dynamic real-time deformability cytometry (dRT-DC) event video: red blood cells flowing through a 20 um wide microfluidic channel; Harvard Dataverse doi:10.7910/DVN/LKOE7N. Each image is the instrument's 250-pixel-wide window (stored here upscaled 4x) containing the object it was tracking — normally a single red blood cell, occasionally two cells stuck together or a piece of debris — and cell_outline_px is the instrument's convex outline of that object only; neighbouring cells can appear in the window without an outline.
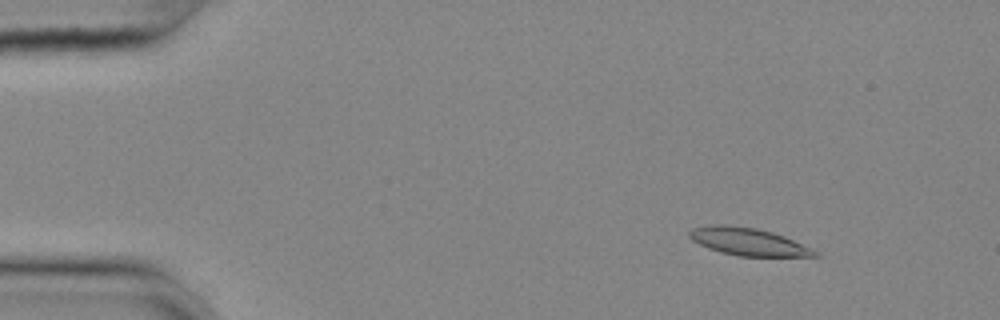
{"species": "common noctule bat (a hibernating species)", "species_latin": "Nyctalus noctula", "temperature_condition": "cold", "stored_images_in_passage": 56, "camera_frame_rate_fps": 3000, "um_per_image_px": 0.085, "animal": {"sex": "female", "body_mass_g": 25.1}, "frame": {"image": 1, "passage_image": 7, "time_ms": 2.0, "image_size_px": [1000, 320], "cell_outline_px": [[820, 256], [740, 256], [720, 252], [708, 248], [692, 240], [688, 236], [688, 232], [692, 228], [708, 224], [724, 224], [756, 228], [772, 232], [784, 236], [820, 252]], "centroid_in_image_um": [63.57, 20.53], "position_along_channel_um": 21.4, "area_um2": 20.17}}
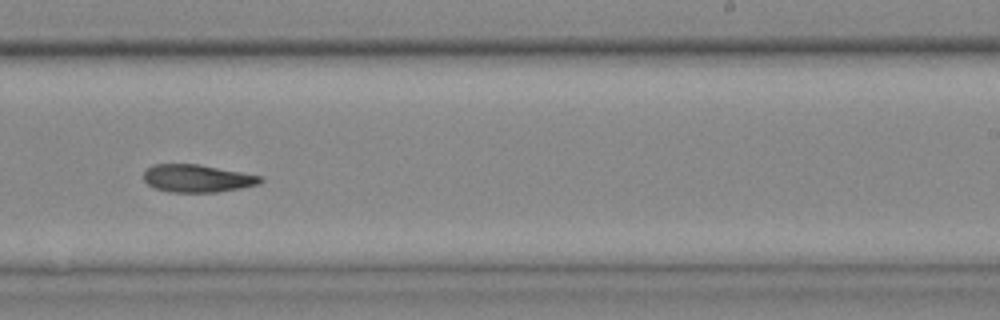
{"frame": {"image": 2, "passage_image": 35, "time_ms": 11.333, "image_size_px": [1000, 320], "cell_outline_px": [[264, 180], [260, 184], [240, 188], [216, 192], [168, 192], [156, 188], [148, 184], [144, 180], [144, 172], [152, 164], [200, 164], [260, 176]], "centroid_in_image_um": [16.76, 15.16], "position_along_channel_um": 272.2, "area_um2": 18.73}}
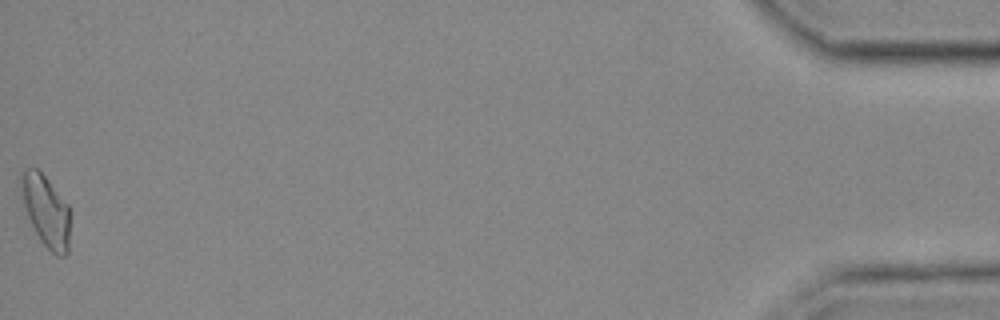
{"frame": {"image": 3, "passage_image": 56, "time_ms": 18.333, "image_size_px": [1000, 320], "cell_outline_px": [[68, 252], [64, 256], [56, 256], [40, 240], [28, 216], [24, 204], [20, 188], [20, 172], [24, 168], [36, 168], [44, 176], [68, 204]], "centroid_in_image_um": [3.88, 17.9], "position_along_channel_um": 431.3, "area_um2": 19.94}}